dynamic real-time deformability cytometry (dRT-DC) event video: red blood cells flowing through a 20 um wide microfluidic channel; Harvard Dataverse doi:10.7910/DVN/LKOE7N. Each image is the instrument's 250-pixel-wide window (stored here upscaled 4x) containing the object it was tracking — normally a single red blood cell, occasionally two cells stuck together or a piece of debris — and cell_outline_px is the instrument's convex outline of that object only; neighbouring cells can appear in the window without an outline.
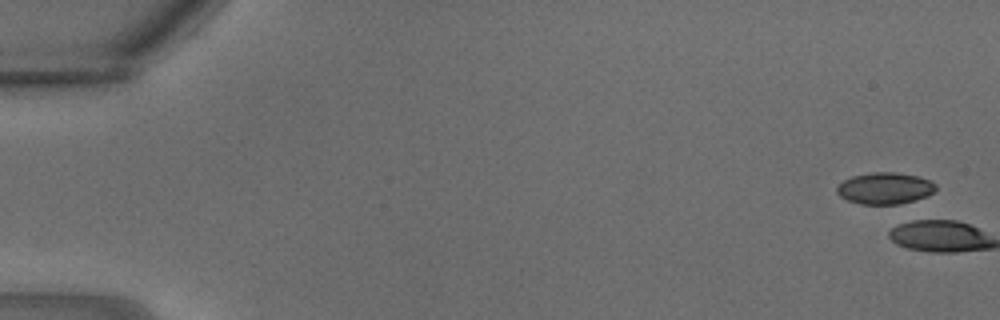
{"species": "common noctule bat (a hibernating species)", "species_latin": "Nyctalus noctula", "temperature_condition": "warm", "stored_images_in_passage": 2, "camera_frame_rate_fps": 3000, "um_per_image_px": 0.085, "animal": {"sex": "male", "body_mass_g": 18.8}, "frame": {"image": 1, "passage_image": 1, "time_ms": 0.0, "image_size_px": [1000, 320], "cell_outline_px": [[936, 188], [928, 196], [916, 200], [900, 204], [860, 204], [848, 200], [840, 196], [836, 192], [836, 188], [844, 180], [852, 176], [872, 172], [896, 172], [920, 176], [936, 184]], "centroid_in_image_um": [75.23, 16.0], "position_along_channel_um": 9.8, "area_um2": 18.26}}